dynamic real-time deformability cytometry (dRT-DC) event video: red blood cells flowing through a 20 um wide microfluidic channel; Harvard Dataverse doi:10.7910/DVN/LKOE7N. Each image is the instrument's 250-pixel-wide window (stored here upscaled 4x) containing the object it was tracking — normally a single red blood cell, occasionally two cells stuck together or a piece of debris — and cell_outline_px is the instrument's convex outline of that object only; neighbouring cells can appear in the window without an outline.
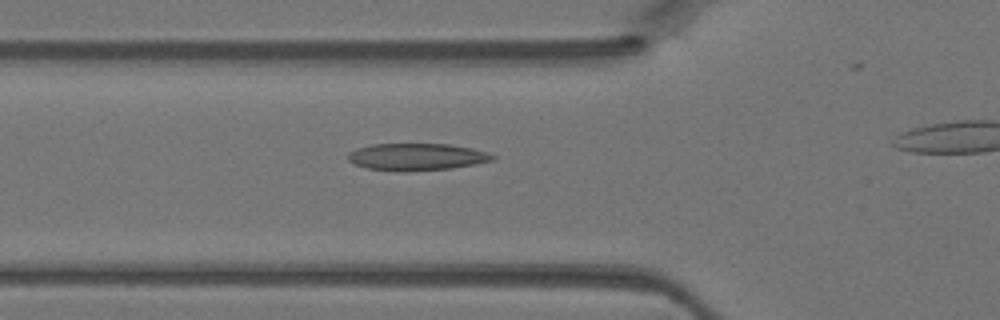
{"species": "Egyptian fruit bat (a non-hibernating species)", "species_latin": "Rousettus aegyptiacus", "temperature_condition": "warm", "stored_images_in_passage": 25, "camera_frame_rate_fps": 3000, "um_per_image_px": 0.085, "animal": {"sex": "female"}, "frame": {"image": 1, "passage_image": 4, "time_ms": 1.0, "image_size_px": [1000, 320], "cell_outline_px": [[496, 160], [452, 168], [404, 172], [368, 168], [356, 164], [348, 160], [348, 152], [356, 148], [372, 144], [448, 144], [472, 148], [488, 152], [496, 156]], "centroid_in_image_um": [35.44, 13.33], "position_along_channel_um": 90.4, "area_um2": 22.89}}
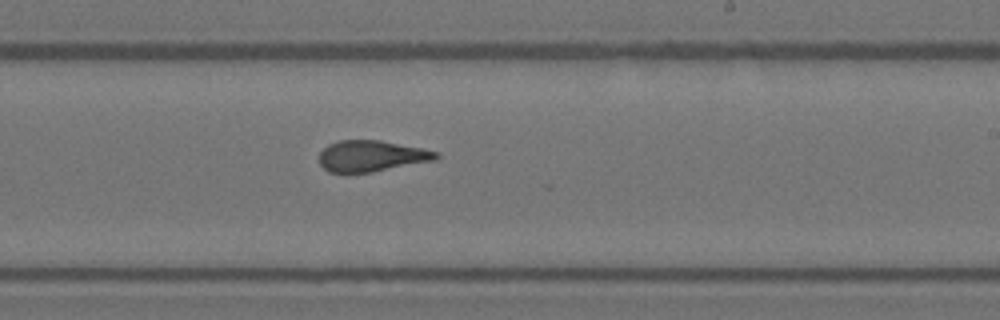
{"frame": {"image": 2, "passage_image": 15, "time_ms": 4.667, "image_size_px": [1000, 320], "cell_outline_px": [[440, 156], [436, 160], [372, 172], [328, 172], [320, 164], [320, 152], [328, 144], [340, 140], [380, 140], [424, 148], [440, 152]], "centroid_in_image_um": [31.62, 13.25], "position_along_channel_um": 257.4, "area_um2": 21.27}}
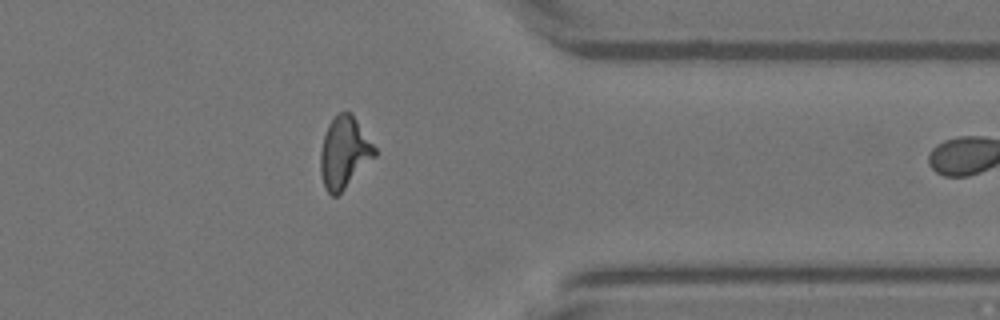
{"frame": {"image": 3, "passage_image": 24, "time_ms": 7.667, "image_size_px": [1000, 320], "cell_outline_px": [[376, 156], [336, 196], [332, 196], [324, 188], [320, 172], [320, 152], [324, 136], [328, 124], [340, 112], [352, 112], [376, 148]], "centroid_in_image_um": [29.25, 12.95], "position_along_channel_um": 382.1, "area_um2": 22.43}}